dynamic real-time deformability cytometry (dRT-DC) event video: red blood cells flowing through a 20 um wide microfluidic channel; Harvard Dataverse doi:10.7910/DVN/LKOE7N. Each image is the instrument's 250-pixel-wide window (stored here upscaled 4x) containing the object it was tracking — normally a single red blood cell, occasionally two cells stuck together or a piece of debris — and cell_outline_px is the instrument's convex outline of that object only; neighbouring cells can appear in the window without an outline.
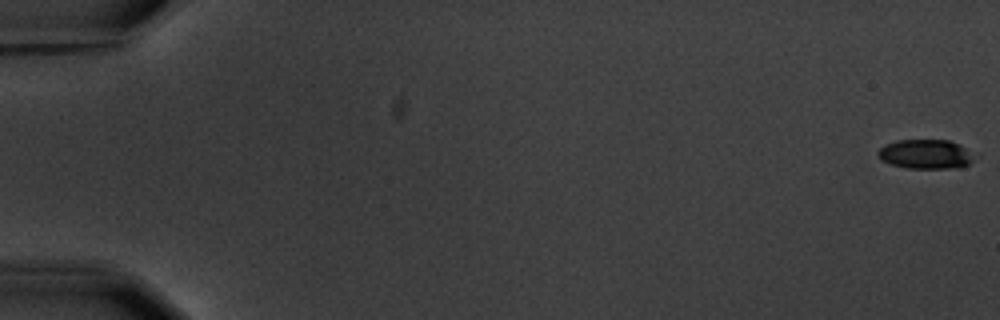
{"species": "common noctule bat (a hibernating species)", "species_latin": "Nyctalus noctula", "temperature_condition": "warm", "stored_images_in_passage": 6, "camera_frame_rate_fps": 3000, "um_per_image_px": 0.085, "animal": {"sex": "male", "body_mass_g": 20.1, "forearm_length_mm": 53.5}, "frame": {"image": 1, "passage_image": 1, "time_ms": 0.0, "image_size_px": [1000, 320], "cell_outline_px": [[972, 160], [968, 164], [960, 168], [904, 168], [880, 160], [876, 152], [884, 144], [896, 140], [948, 140], [964, 148], [972, 156]], "centroid_in_image_um": [78.58, 13.11], "position_along_channel_um": 6.4, "area_um2": 16.3}}
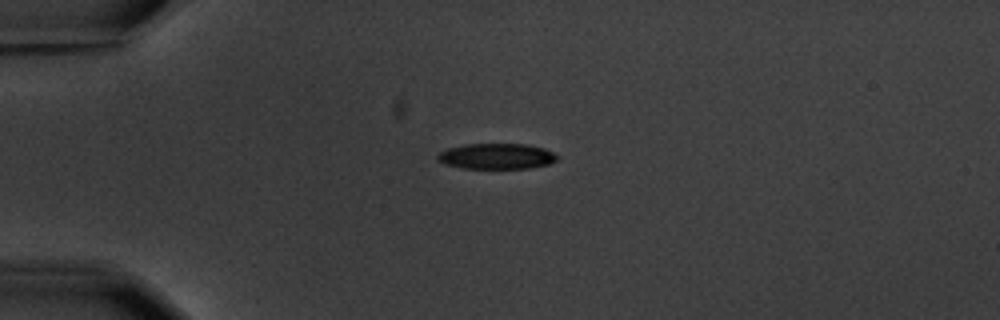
{"frame": {"image": 2, "passage_image": 5, "time_ms": 5.0, "image_size_px": [1000, 320], "cell_outline_px": [[560, 156], [556, 160], [548, 164], [528, 168], [464, 168], [444, 164], [436, 160], [436, 156], [440, 152], [448, 148], [464, 144], [528, 144], [544, 148]], "centroid_in_image_um": [42.19, 13.27], "position_along_channel_um": 42.8, "area_um2": 17.92}}